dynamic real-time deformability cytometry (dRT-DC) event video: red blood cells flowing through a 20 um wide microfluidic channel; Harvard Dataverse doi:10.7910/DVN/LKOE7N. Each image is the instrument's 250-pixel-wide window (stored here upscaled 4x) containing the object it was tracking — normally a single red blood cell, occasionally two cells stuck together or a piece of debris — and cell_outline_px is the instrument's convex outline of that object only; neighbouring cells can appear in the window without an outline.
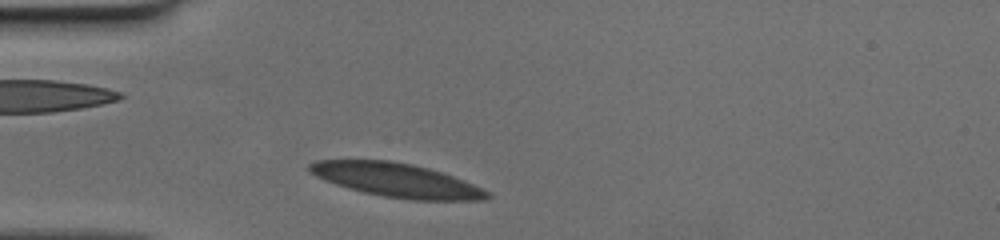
{"species": "human", "species_latin": "Homo sapiens", "temperature_condition": "cold", "stored_images_in_passage": 29, "camera_frame_rate_fps": 3000, "um_per_image_px": 0.085, "donor": {"sex": "female"}, "frame": {"image": 1, "passage_image": 2, "time_ms": 0.333, "image_size_px": [1000, 240], "cell_outline_px": [[492, 196], [484, 200], [412, 200], [384, 196], [364, 192], [348, 188], [324, 180], [308, 172], [308, 164], [316, 160], [388, 160], [412, 164], [428, 168], [452, 176], [472, 184], [488, 192]], "centroid_in_image_um": [33.66, 15.31], "position_along_channel_um": 51.3, "area_um2": 34.74}}
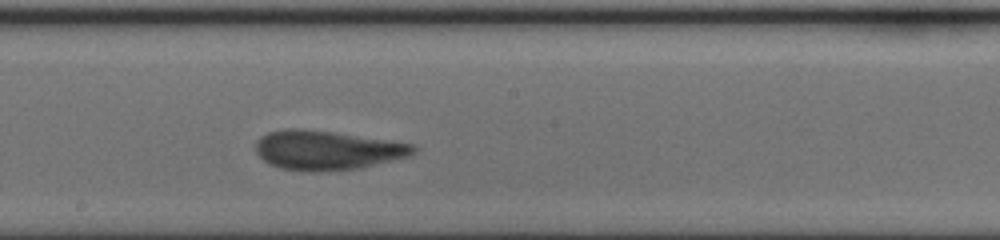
{"frame": {"image": 2, "passage_image": 16, "time_ms": 5.0, "image_size_px": [1000, 240], "cell_outline_px": [[416, 152], [408, 156], [364, 168], [280, 168], [268, 164], [256, 152], [256, 140], [260, 136], [268, 132], [288, 128], [300, 128], [332, 132], [412, 144], [416, 148]], "centroid_in_image_um": [27.78, 12.72], "position_along_channel_um": 220.4, "area_um2": 34.8}}
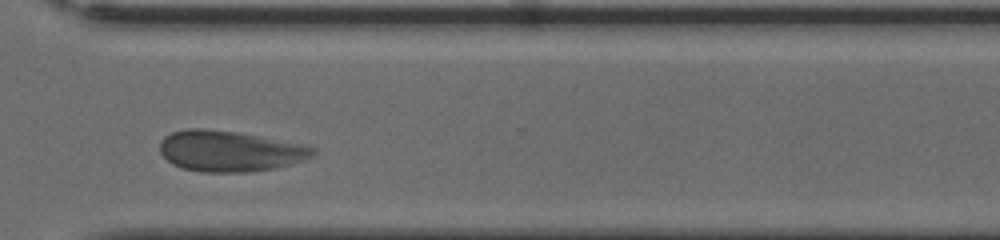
{"frame": {"image": 3, "passage_image": 26, "time_ms": 8.333, "image_size_px": [1000, 240], "cell_outline_px": [[316, 152], [312, 156], [276, 168], [244, 172], [200, 172], [180, 168], [172, 164], [160, 152], [160, 140], [164, 136], [172, 132], [188, 128], [204, 128], [236, 132], [308, 144], [316, 148]], "centroid_in_image_um": [19.52, 12.83], "position_along_channel_um": 351.1, "area_um2": 36.59}}